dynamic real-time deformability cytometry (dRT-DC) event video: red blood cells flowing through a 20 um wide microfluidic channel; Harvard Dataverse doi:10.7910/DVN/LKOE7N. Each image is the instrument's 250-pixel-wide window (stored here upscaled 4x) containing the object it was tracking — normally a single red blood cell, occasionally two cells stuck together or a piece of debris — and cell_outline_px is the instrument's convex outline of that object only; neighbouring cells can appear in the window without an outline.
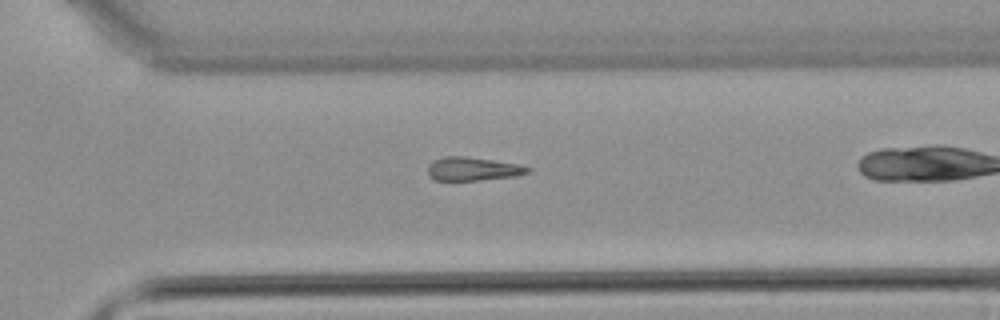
{"species": "common noctule bat (a hibernating species)", "species_latin": "Nyctalus noctula", "temperature_condition": "warm", "stored_images_in_passage": 22, "camera_frame_rate_fps": 3000, "um_per_image_px": 0.085, "animal": {"sex": "male", "body_mass_g": 21.5, "forearm_length_mm": 52.0}, "frame": {"image": 1, "passage_image": 19, "time_ms": 6.0, "image_size_px": [1000, 320], "cell_outline_px": [[532, 168], [528, 172], [512, 176], [480, 180], [436, 180], [428, 176], [428, 164], [432, 160], [444, 156], [464, 156], [520, 164]], "centroid_in_image_um": [40.14, 14.34], "position_along_channel_um": 330.5, "area_um2": 13.64}}